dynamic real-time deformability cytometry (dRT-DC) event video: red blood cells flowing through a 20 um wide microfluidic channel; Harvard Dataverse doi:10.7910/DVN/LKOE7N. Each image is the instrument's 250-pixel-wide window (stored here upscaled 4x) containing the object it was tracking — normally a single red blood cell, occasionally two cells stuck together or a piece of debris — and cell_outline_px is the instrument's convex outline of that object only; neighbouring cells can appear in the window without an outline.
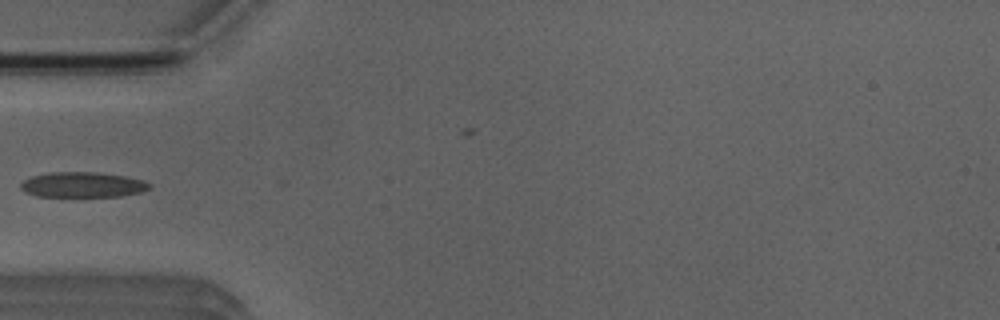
{"species": "Egyptian fruit bat (a non-hibernating species)", "species_latin": "Rousettus aegyptiacus", "temperature_condition": "room temperature", "stored_images_in_passage": 4, "camera_frame_rate_fps": 3000, "um_per_image_px": 0.085, "animal": {"sex": "male"}, "frame": {"image": 1, "passage_image": 4, "time_ms": 4.333, "image_size_px": [1000, 320], "cell_outline_px": [[152, 188], [140, 192], [120, 196], [36, 196], [24, 192], [20, 188], [20, 184], [24, 180], [32, 176], [48, 172], [96, 172], [124, 176], [144, 180], [152, 184]], "centroid_in_image_um": [7.02, 15.7], "position_along_channel_um": 78.0, "area_um2": 19.02}}